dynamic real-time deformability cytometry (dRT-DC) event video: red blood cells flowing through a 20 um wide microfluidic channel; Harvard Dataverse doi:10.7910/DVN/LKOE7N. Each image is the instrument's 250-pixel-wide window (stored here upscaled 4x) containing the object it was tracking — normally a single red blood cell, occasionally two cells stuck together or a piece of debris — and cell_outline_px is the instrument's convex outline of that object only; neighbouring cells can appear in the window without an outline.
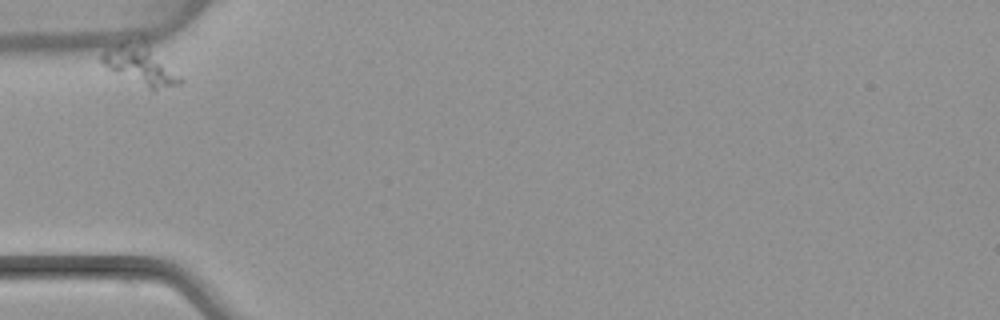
{"species": "common noctule bat (a hibernating species)", "species_latin": "Nyctalus noctula", "temperature_condition": "warm", "stored_images_in_passage": 7, "camera_frame_rate_fps": 3000, "um_per_image_px": 0.085, "animal": {"sex": "female", "body_mass_g": 22.7, "forearm_length_mm": 54.2}, "frame": {"image": 1, "passage_image": 1, "time_ms": 0.0, "image_size_px": [1000, 320], "cell_outline_px": [[184, 80], [180, 84], [156, 88], [152, 88], [116, 72], [108, 68], [100, 60], [100, 56], [104, 52], [120, 44], [148, 48], [180, 76]], "centroid_in_image_um": [11.94, 5.62], "position_along_channel_um": 73.1, "area_um2": 15.37}}
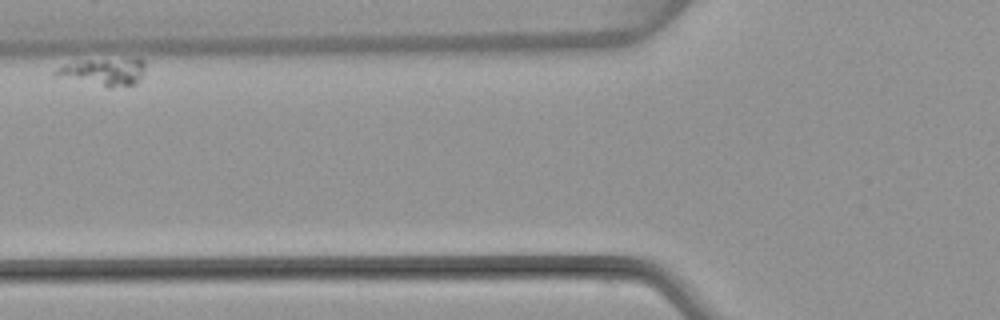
{"frame": {"image": 2, "passage_image": 3, "time_ms": 2.333, "image_size_px": [1000, 320], "cell_outline_px": [[144, 68], [140, 76], [132, 84], [112, 88], [108, 88], [56, 76], [52, 72], [56, 68], [64, 64], [88, 60], [136, 56], [140, 56], [144, 60]], "centroid_in_image_um": [8.82, 6.06], "position_along_channel_um": 117.0, "area_um2": 14.62}}
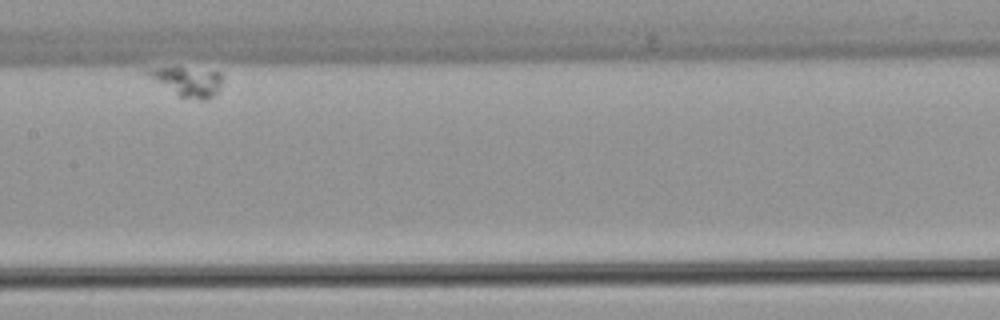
{"frame": {"image": 3, "passage_image": 6, "time_ms": 6.0, "image_size_px": [1000, 320], "cell_outline_px": [[224, 76], [220, 88], [208, 100], [200, 100], [180, 96], [148, 76], [144, 72], [152, 68], [184, 68], [220, 72]], "centroid_in_image_um": [16.01, 6.93], "position_along_channel_um": 191.4, "area_um2": 12.37}}